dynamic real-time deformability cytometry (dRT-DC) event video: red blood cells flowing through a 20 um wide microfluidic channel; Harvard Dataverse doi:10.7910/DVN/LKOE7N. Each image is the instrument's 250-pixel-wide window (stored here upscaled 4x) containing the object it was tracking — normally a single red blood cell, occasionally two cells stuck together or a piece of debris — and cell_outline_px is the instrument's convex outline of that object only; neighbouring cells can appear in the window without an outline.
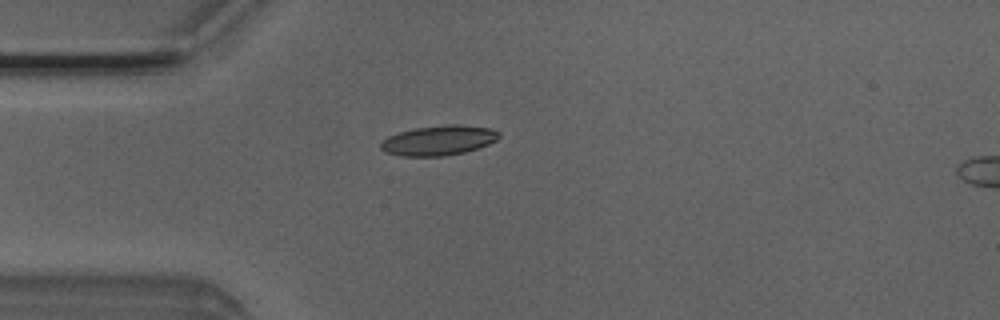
{"species": "Egyptian fruit bat (a non-hibernating species)", "species_latin": "Rousettus aegyptiacus", "temperature_condition": "room temperature", "stored_images_in_passage": 4, "camera_frame_rate_fps": 3000, "um_per_image_px": 0.085, "animal": {"sex": "male"}, "frame": {"image": 1, "passage_image": 3, "time_ms": 0.667, "image_size_px": [1000, 320], "cell_outline_px": [[500, 136], [496, 140], [488, 144], [464, 152], [444, 156], [404, 156], [384, 152], [380, 148], [380, 144], [388, 136], [396, 132], [412, 128], [448, 124], [460, 124], [492, 128], [500, 132]], "centroid_in_image_um": [37.27, 11.91], "position_along_channel_um": 47.7, "area_um2": 20.75}}